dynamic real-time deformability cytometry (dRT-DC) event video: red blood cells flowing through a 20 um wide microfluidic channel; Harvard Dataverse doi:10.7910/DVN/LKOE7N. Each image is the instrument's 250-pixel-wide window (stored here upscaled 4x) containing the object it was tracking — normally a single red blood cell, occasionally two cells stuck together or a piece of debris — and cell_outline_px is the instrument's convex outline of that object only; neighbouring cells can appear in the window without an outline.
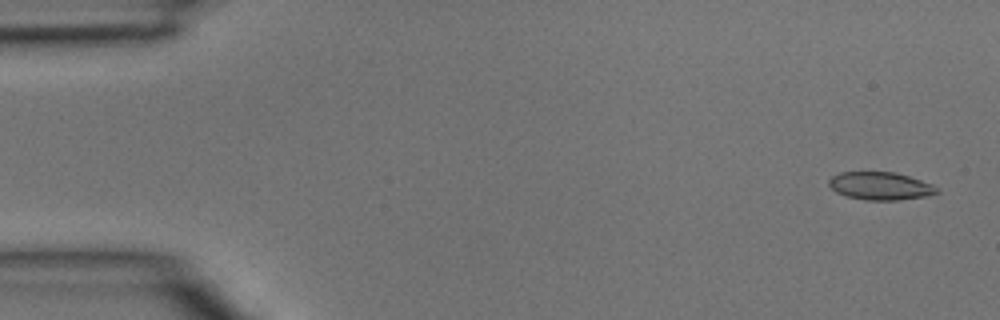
{"species": "common noctule bat (a hibernating species)", "species_latin": "Nyctalus noctula", "temperature_condition": "room temperature", "stored_images_in_passage": 4, "camera_frame_rate_fps": 3000, "um_per_image_px": 0.085, "animal": {"sex": "male", "body_mass_g": 15.6}, "frame": {"image": 1, "passage_image": 1, "time_ms": 0.0, "image_size_px": [1000, 320], "cell_outline_px": [[940, 192], [924, 196], [900, 200], [864, 200], [848, 196], [836, 192], [828, 184], [828, 180], [832, 176], [840, 172], [896, 172], [932, 184]], "centroid_in_image_um": [74.8, 15.8], "position_along_channel_um": 10.2, "area_um2": 17.4}}
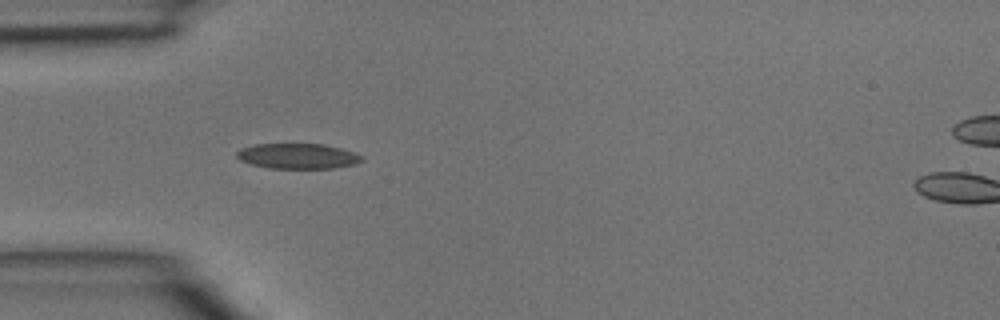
{"frame": {"image": 2, "passage_image": 4, "time_ms": 1.0, "image_size_px": [1000, 320], "cell_outline_px": [[364, 160], [356, 164], [332, 168], [268, 168], [252, 164], [240, 160], [236, 156], [236, 152], [240, 148], [256, 144], [324, 144], [340, 148], [352, 152], [360, 156]], "centroid_in_image_um": [25.28, 13.27], "position_along_channel_um": 59.7, "area_um2": 18.32}}